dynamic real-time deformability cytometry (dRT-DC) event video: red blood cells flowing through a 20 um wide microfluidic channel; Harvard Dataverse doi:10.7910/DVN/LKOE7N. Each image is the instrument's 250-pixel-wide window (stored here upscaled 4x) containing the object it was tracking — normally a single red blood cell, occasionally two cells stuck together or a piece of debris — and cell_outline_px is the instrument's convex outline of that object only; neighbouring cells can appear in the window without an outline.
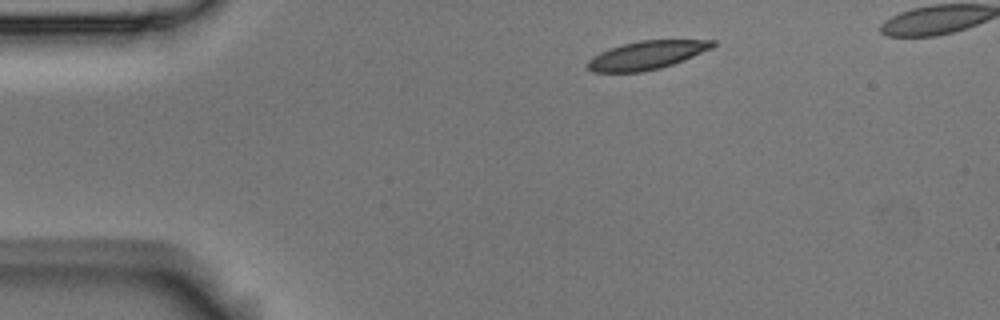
{"species": "Egyptian fruit bat (a non-hibernating species)", "species_latin": "Rousettus aegyptiacus", "temperature_condition": "room temperature", "stored_images_in_passage": 4, "camera_frame_rate_fps": 3000, "um_per_image_px": 0.085, "animal": {"sex": "male"}, "frame": {"image": 1, "passage_image": 1, "time_ms": 0.0, "image_size_px": [1000, 320], "cell_outline_px": [[716, 44], [712, 48], [684, 60], [660, 68], [644, 72], [592, 72], [588, 68], [588, 60], [592, 56], [600, 52], [624, 44], [640, 40], [716, 40]], "centroid_in_image_um": [54.98, 4.69], "position_along_channel_um": 30.0, "area_um2": 20.58}}
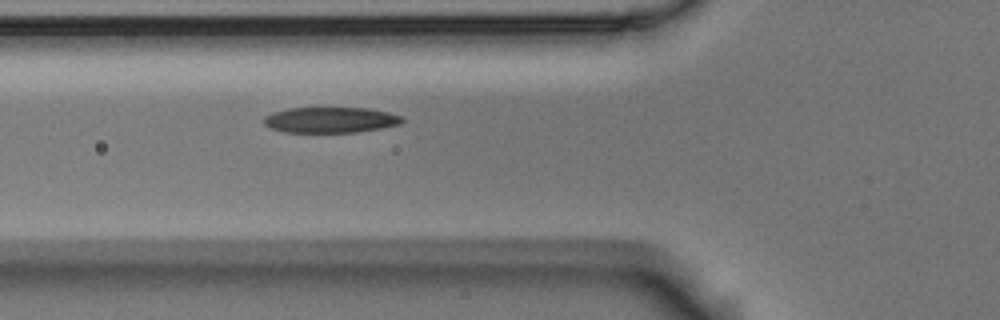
{"frame": {"image": 2, "passage_image": 4, "time_ms": 1.0, "image_size_px": [1000, 320], "cell_outline_px": [[404, 120], [400, 124], [380, 128], [356, 132], [284, 132], [272, 128], [264, 124], [264, 116], [272, 112], [288, 108], [368, 108], [388, 112], [404, 116]], "centroid_in_image_um": [28.1, 10.19], "position_along_channel_um": 97.7, "area_um2": 20.69}}